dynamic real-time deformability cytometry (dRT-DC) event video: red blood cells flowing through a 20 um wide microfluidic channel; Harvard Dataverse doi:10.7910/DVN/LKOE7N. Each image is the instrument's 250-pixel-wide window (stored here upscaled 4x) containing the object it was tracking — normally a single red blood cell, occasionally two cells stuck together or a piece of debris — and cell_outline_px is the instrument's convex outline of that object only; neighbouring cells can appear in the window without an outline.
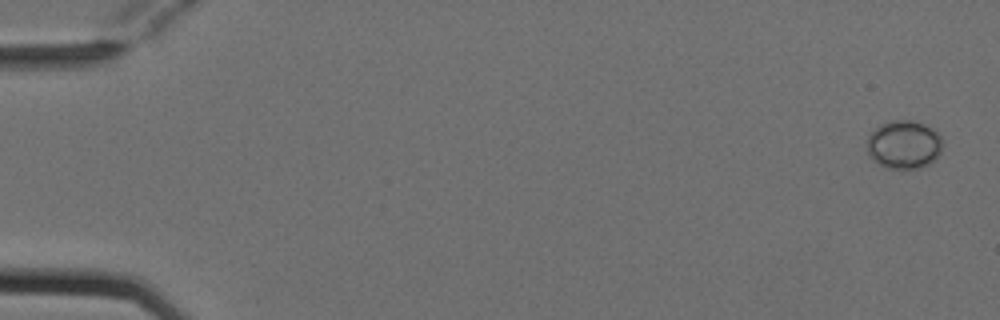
{"species": "Egyptian fruit bat (a non-hibernating species)", "species_latin": "Rousettus aegyptiacus", "temperature_condition": "cold", "stored_images_in_passage": 5, "camera_frame_rate_fps": 3000, "um_per_image_px": 0.085, "animal": {"sex": "female"}, "frame": {"image": 1, "passage_image": 1, "time_ms": 0.0, "image_size_px": [1000, 320], "cell_outline_px": [[940, 152], [936, 160], [920, 168], [888, 168], [872, 160], [868, 156], [868, 136], [880, 124], [892, 120], [912, 120], [924, 124], [936, 132], [940, 136]], "centroid_in_image_um": [76.81, 12.29], "position_along_channel_um": 8.2, "area_um2": 21.1}}
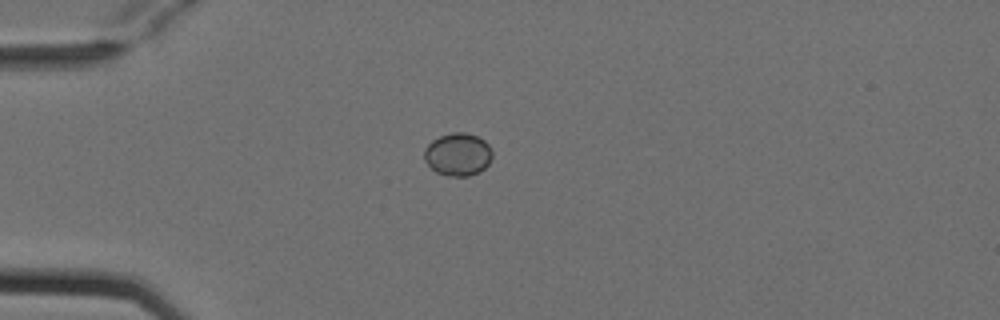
{"frame": {"image": 2, "passage_image": 4, "time_ms": 1.0, "image_size_px": [1000, 320], "cell_outline_px": [[492, 156], [488, 164], [480, 172], [468, 176], [448, 176], [436, 172], [424, 160], [424, 148], [432, 140], [440, 136], [452, 132], [464, 132], [476, 136], [484, 140], [488, 144], [492, 152]], "centroid_in_image_um": [38.91, 13.12], "position_along_channel_um": 46.1, "area_um2": 16.99}}
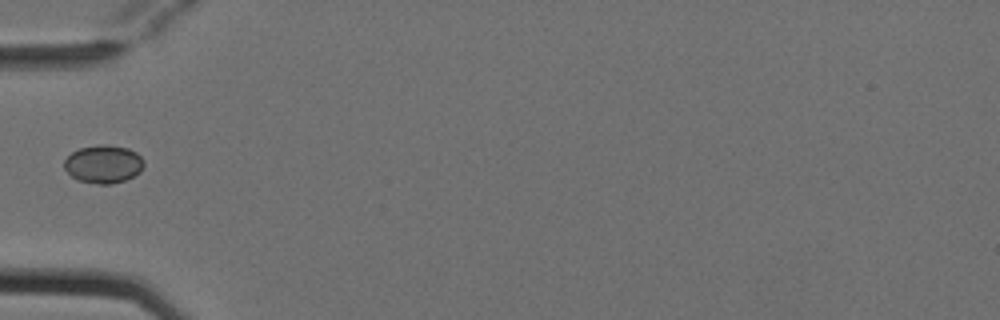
{"frame": {"image": 3, "passage_image": 5, "time_ms": 1.333, "image_size_px": [1000, 320], "cell_outline_px": [[144, 168], [140, 172], [124, 180], [112, 184], [96, 184], [80, 180], [72, 176], [64, 168], [64, 160], [72, 152], [80, 148], [100, 144], [104, 144], [128, 148], [136, 152], [144, 160]], "centroid_in_image_um": [8.81, 13.94], "position_along_channel_um": 76.2, "area_um2": 17.63}}